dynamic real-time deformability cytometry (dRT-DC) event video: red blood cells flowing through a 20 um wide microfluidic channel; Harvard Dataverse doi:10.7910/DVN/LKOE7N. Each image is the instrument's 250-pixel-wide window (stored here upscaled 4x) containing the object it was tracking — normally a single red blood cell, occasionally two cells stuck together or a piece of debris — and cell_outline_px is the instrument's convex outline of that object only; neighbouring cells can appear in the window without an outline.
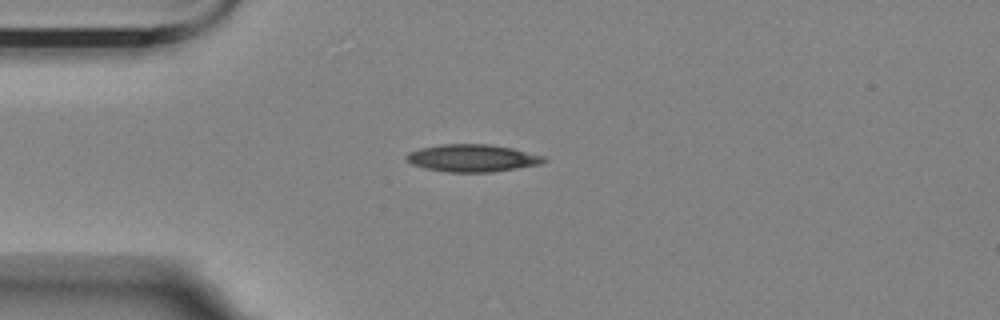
{"species": "Egyptian fruit bat (a non-hibernating species)", "species_latin": "Rousettus aegyptiacus", "temperature_condition": "room temperature", "stored_images_in_passage": 43, "camera_frame_rate_fps": 3000, "um_per_image_px": 0.085, "animal": {"sex": "female"}, "frame": {"image": 1, "passage_image": 1, "time_ms": 0.0, "image_size_px": [1000, 320], "cell_outline_px": [[548, 160], [540, 164], [492, 172], [448, 172], [424, 168], [412, 164], [404, 156], [408, 152], [420, 148], [440, 144], [488, 144], [512, 148], [544, 156]], "centroid_in_image_um": [40.13, 13.43], "position_along_channel_um": 44.9, "area_um2": 21.91}}
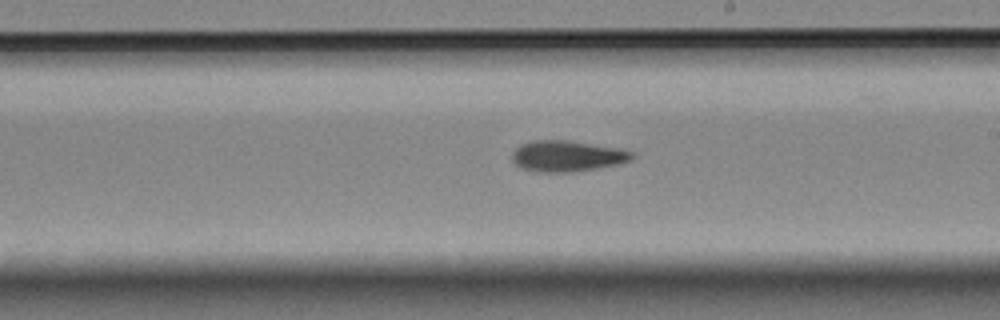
{"frame": {"image": 2, "passage_image": 19, "time_ms": 6.0, "image_size_px": [1000, 320], "cell_outline_px": [[636, 156], [632, 160], [620, 164], [572, 172], [540, 172], [520, 168], [512, 160], [512, 152], [520, 144], [532, 140], [568, 140], [616, 148], [636, 152]], "centroid_in_image_um": [48.22, 13.26], "position_along_channel_um": 240.8, "area_um2": 21.79}}
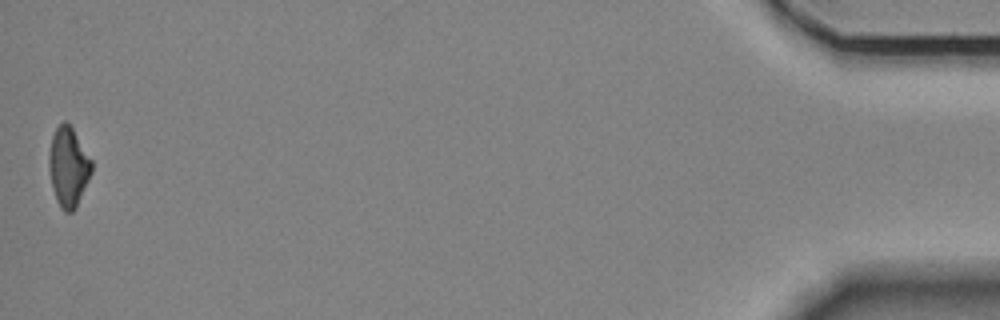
{"frame": {"image": 3, "passage_image": 43, "time_ms": 14.0, "image_size_px": [1000, 320], "cell_outline_px": [[92, 172], [76, 208], [72, 212], [64, 212], [60, 208], [56, 200], [52, 188], [48, 168], [48, 152], [52, 136], [56, 128], [64, 120], [72, 128], [92, 160]], "centroid_in_image_um": [5.79, 14.21], "position_along_channel_um": 429.4, "area_um2": 19.88}}